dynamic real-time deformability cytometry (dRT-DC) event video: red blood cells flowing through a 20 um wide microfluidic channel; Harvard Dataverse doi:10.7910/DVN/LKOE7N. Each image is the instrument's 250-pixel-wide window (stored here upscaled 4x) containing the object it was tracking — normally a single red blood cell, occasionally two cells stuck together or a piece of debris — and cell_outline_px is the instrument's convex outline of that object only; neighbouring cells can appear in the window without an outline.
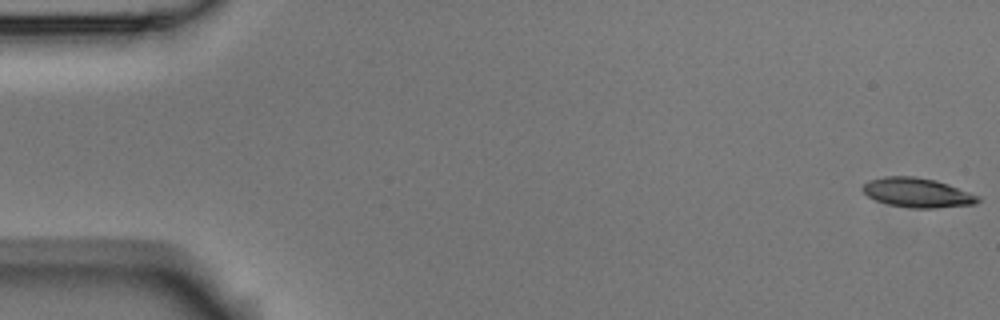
{"species": "Egyptian fruit bat (a non-hibernating species)", "species_latin": "Rousettus aegyptiacus", "temperature_condition": "room temperature", "stored_images_in_passage": 48, "camera_frame_rate_fps": 3000, "um_per_image_px": 0.085, "animal": {"sex": "male"}, "frame": {"image": 1, "passage_image": 1, "time_ms": 0.0, "image_size_px": [1000, 320], "cell_outline_px": [[980, 200], [976, 204], [936, 208], [912, 208], [888, 204], [876, 200], [868, 196], [860, 188], [868, 180], [884, 176], [916, 176], [936, 180], [948, 184], [980, 196]], "centroid_in_image_um": [77.97, 16.37], "position_along_channel_um": 7.0, "area_um2": 19.88}}
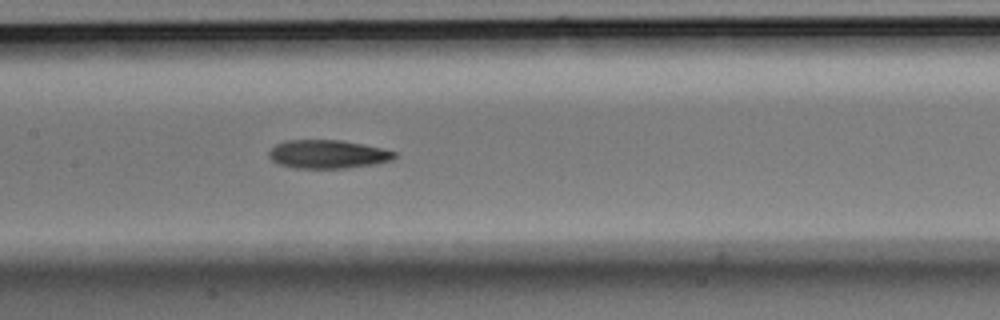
{"frame": {"image": 2, "passage_image": 26, "time_ms": 8.333, "image_size_px": [1000, 320], "cell_outline_px": [[396, 156], [392, 160], [376, 164], [344, 168], [292, 168], [276, 164], [268, 156], [268, 152], [276, 144], [284, 140], [340, 140], [380, 148], [396, 152]], "centroid_in_image_um": [27.81, 13.11], "position_along_channel_um": 179.6, "area_um2": 20.87}}
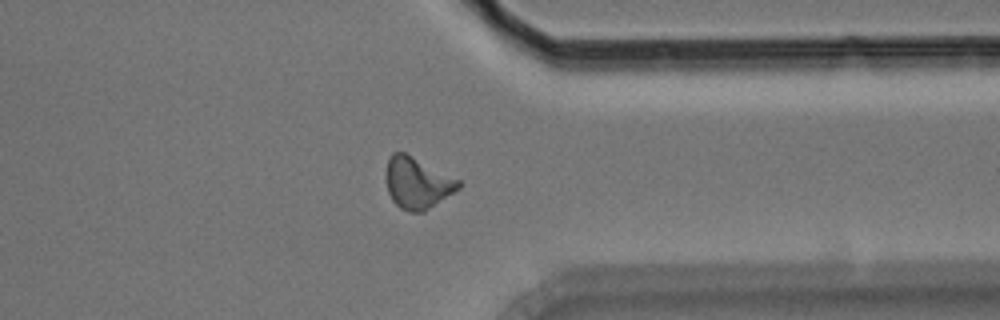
{"frame": {"image": 3, "passage_image": 42, "time_ms": 13.667, "image_size_px": [1000, 320], "cell_outline_px": [[464, 184], [460, 188], [424, 212], [412, 212], [400, 208], [392, 200], [388, 192], [384, 176], [388, 156], [392, 152], [404, 152], [460, 180]], "centroid_in_image_um": [35.44, 15.55], "position_along_channel_um": 376.0, "area_um2": 21.91}}